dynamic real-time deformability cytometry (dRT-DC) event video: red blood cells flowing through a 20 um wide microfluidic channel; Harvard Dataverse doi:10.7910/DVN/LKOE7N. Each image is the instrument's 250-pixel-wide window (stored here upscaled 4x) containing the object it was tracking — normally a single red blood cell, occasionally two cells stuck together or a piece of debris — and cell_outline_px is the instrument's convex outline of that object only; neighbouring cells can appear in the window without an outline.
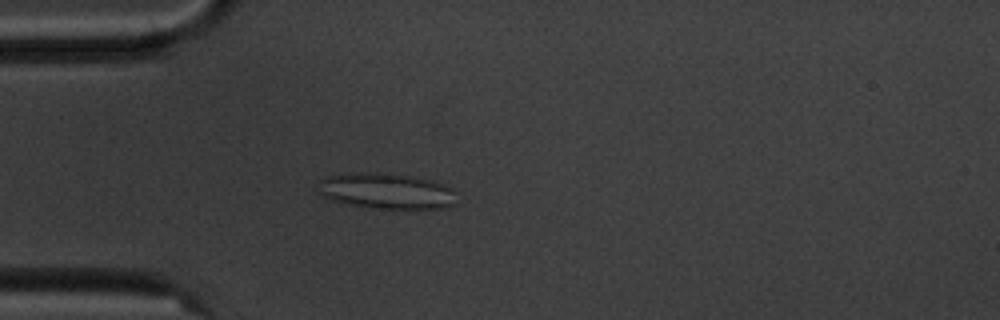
{"species": "common noctule bat (a hibernating species)", "species_latin": "Nyctalus noctula", "temperature_condition": "cold", "stored_images_in_passage": 4, "camera_frame_rate_fps": 3000, "um_per_image_px": 0.085, "animal": {"sex": "male", "body_mass_g": 20.1, "forearm_length_mm": 53.5}, "frame": {"image": 1, "passage_image": 4, "time_ms": 3.667, "image_size_px": [1000, 320], "cell_outline_px": [[456, 204], [448, 208], [372, 208], [344, 204], [332, 200], [316, 192], [320, 180], [328, 176], [352, 172], [376, 172], [408, 176], [432, 180], [444, 184], [452, 188]], "centroid_in_image_um": [32.81, 16.24], "position_along_channel_um": 52.2, "area_um2": 29.02}}